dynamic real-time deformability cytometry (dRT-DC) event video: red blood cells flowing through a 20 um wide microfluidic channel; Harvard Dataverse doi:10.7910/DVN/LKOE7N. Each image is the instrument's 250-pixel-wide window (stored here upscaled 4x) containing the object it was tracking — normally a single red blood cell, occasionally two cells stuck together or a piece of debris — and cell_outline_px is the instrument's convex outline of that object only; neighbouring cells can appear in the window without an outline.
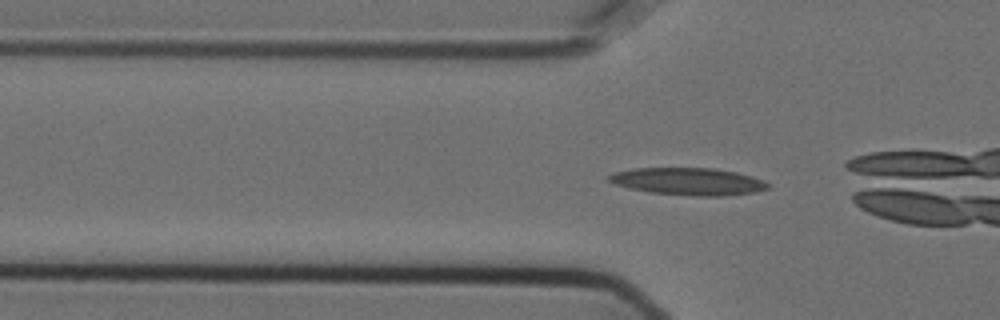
{"species": "Egyptian fruit bat (a non-hibernating species)", "species_latin": "Rousettus aegyptiacus", "temperature_condition": "cold", "stored_images_in_passage": 41, "camera_frame_rate_fps": 3000, "um_per_image_px": 0.085, "animal": {"sex": "female"}, "frame": {"image": 1, "passage_image": 2, "time_ms": 0.333, "image_size_px": [1000, 320], "cell_outline_px": [[772, 184], [768, 188], [756, 192], [724, 196], [692, 196], [648, 192], [616, 184], [608, 180], [608, 176], [616, 172], [636, 168], [712, 168], [736, 172], [752, 176]], "centroid_in_image_um": [58.57, 15.43], "position_along_channel_um": 67.2, "area_um2": 25.2}}
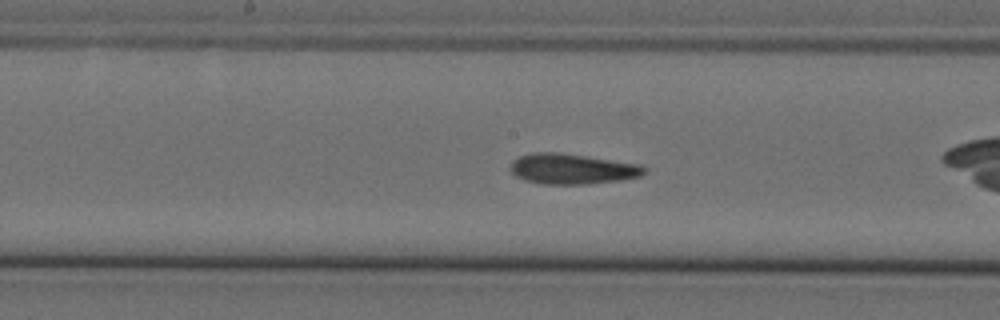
{"frame": {"image": 2, "passage_image": 13, "time_ms": 4.0, "image_size_px": [1000, 320], "cell_outline_px": [[648, 172], [640, 176], [620, 180], [588, 184], [540, 184], [524, 180], [516, 176], [512, 172], [512, 160], [520, 156], [532, 152], [556, 152], [640, 164], [648, 168]], "centroid_in_image_um": [48.66, 14.36], "position_along_channel_um": 199.5, "area_um2": 23.7}}
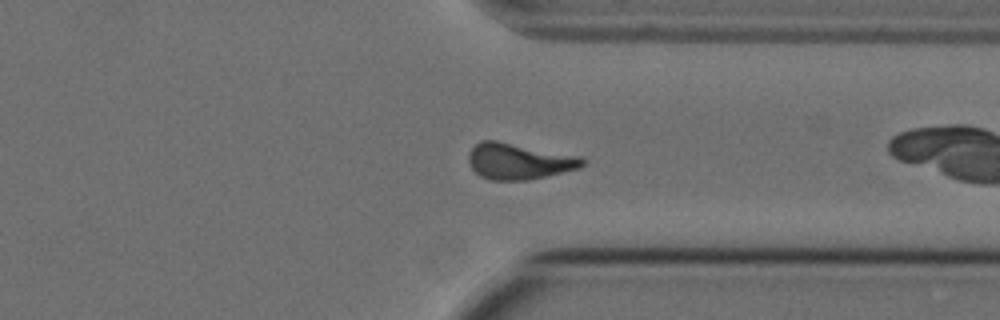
{"frame": {"image": 3, "passage_image": 27, "time_ms": 8.667, "image_size_px": [1000, 320], "cell_outline_px": [[584, 164], [580, 168], [528, 180], [488, 180], [480, 176], [472, 168], [468, 160], [468, 152], [480, 140], [496, 140], [584, 156]], "centroid_in_image_um": [44.12, 13.69], "position_along_channel_um": 367.3, "area_um2": 24.22}, "authors_computed_cell_mechanics": {"area_um2": 23.1778, "velocity_mm_per_s": 3.6069, "shape_relaxation_time_tau1_ms": null, "shape_relaxation_time_tau2_ms": 3.1828, "deformation_change_tau1": null, "deformation_change_tau2": 0.1161}}